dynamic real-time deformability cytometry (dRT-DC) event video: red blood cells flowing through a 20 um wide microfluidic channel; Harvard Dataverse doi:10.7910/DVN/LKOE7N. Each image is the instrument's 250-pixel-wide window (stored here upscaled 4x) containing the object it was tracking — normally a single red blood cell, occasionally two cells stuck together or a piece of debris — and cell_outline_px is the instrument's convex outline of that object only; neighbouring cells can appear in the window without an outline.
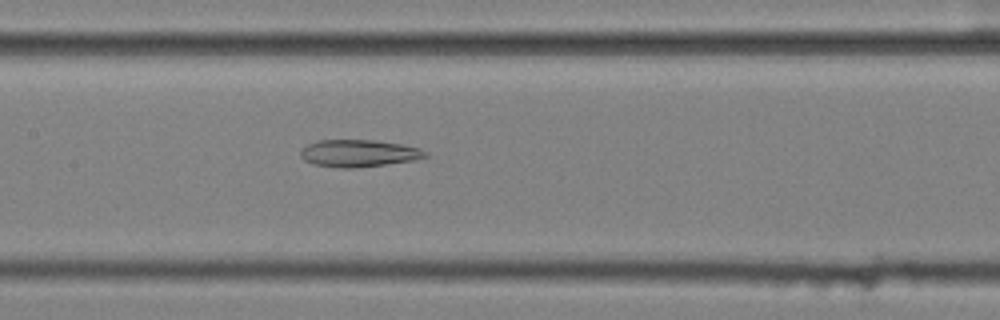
{"species": "common noctule bat (a hibernating species)", "species_latin": "Nyctalus noctula", "temperature_condition": "cold", "stored_images_in_passage": 41, "camera_frame_rate_fps": 3000, "um_per_image_px": 0.085, "animal": {"sex": "female", "body_mass_g": 25.1}, "frame": {"image": 1, "passage_image": 12, "time_ms": 3.667, "image_size_px": [1000, 320], "cell_outline_px": [[428, 156], [412, 160], [356, 168], [340, 168], [312, 164], [304, 160], [300, 156], [300, 152], [308, 144], [316, 140], [372, 140], [400, 144], [420, 148], [428, 152]], "centroid_in_image_um": [30.46, 13.03], "position_along_channel_um": 176.9, "area_um2": 19.65}}
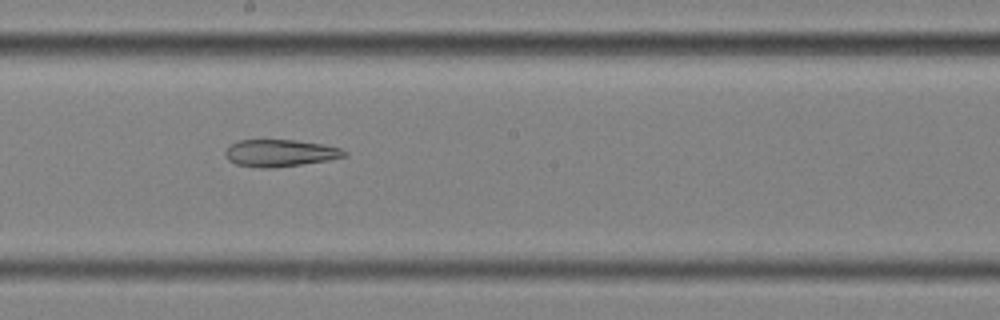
{"frame": {"image": 2, "passage_image": 16, "time_ms": 5.0, "image_size_px": [1000, 320], "cell_outline_px": [[348, 156], [328, 160], [276, 168], [260, 168], [236, 164], [228, 160], [224, 152], [232, 144], [240, 140], [296, 140], [324, 144], [340, 148], [348, 152]], "centroid_in_image_um": [23.84, 13.01], "position_along_channel_um": 224.4, "area_um2": 18.84}}
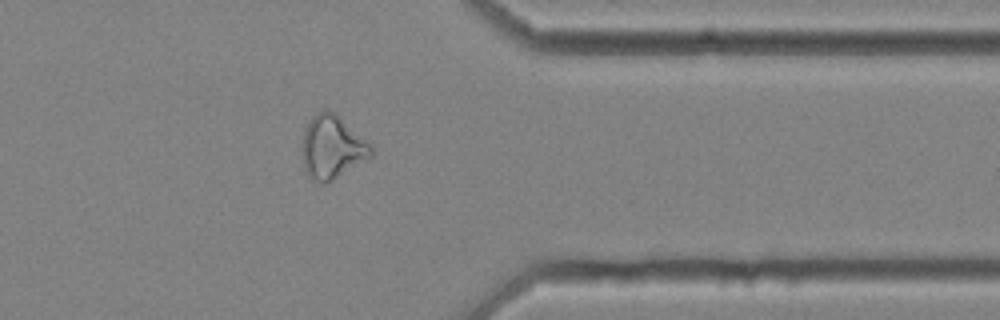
{"frame": {"image": 3, "passage_image": 30, "time_ms": 9.667, "image_size_px": [1000, 320], "cell_outline_px": [[376, 152], [372, 156], [332, 180], [324, 184], [308, 176], [304, 168], [304, 128], [308, 120], [312, 116], [324, 108], [336, 112], [368, 140], [372, 144]], "centroid_in_image_um": [28.29, 12.45], "position_along_channel_um": 383.1, "area_um2": 25.55}, "authors_computed_cell_mechanics": {"area_um2": 22.0218, "velocity_mm_per_s": 3.5755, "shape_relaxation_time_tau1_ms": null, "shape_relaxation_time_tau2_ms": 8.1711, "deformation_change_tau1": null, "deformation_change_tau2": 0.2069}}